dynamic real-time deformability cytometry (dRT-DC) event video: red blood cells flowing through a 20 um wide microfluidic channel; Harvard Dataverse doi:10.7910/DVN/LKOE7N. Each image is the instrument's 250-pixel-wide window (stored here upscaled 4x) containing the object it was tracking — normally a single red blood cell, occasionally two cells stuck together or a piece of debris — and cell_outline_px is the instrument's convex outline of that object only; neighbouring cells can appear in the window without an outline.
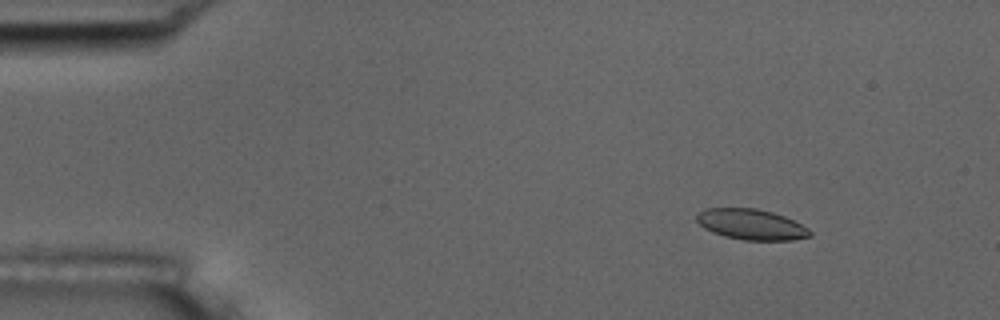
{"species": "common noctule bat (a hibernating species)", "species_latin": "Nyctalus noctula", "temperature_condition": "room temperature", "stored_images_in_passage": 5, "camera_frame_rate_fps": 3000, "um_per_image_px": 0.085, "animal": {"sex": "male", "body_mass_g": 17.5, "forearm_length_mm": 52.3}, "frame": {"image": 1, "passage_image": 2, "time_ms": 1.333, "image_size_px": [1000, 320], "cell_outline_px": [[812, 236], [792, 240], [744, 240], [724, 236], [712, 232], [704, 228], [696, 220], [696, 216], [704, 208], [756, 208], [772, 212], [784, 216], [808, 228], [812, 232]], "centroid_in_image_um": [63.85, 19.08], "position_along_channel_um": 21.1, "area_um2": 20.17}}